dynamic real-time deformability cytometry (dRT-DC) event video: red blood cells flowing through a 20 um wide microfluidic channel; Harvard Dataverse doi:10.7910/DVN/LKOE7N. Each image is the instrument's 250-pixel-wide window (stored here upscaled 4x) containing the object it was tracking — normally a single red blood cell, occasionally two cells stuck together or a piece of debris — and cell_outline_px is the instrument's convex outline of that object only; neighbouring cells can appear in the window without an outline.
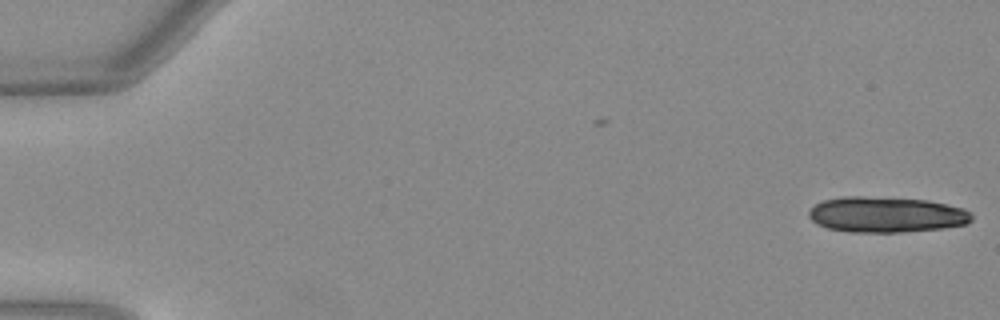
{"species": "Egyptian fruit bat (a non-hibernating species)", "species_latin": "Rousettus aegyptiacus", "temperature_condition": "warm", "stored_images_in_passage": 2, "camera_frame_rate_fps": 3000, "um_per_image_px": 0.085, "animal": {"sex": "female"}, "frame": {"image": 1, "passage_image": 2, "time_ms": 0.333, "image_size_px": [1000, 320], "cell_outline_px": [[972, 220], [968, 224], [940, 228], [900, 232], [848, 232], [828, 228], [816, 224], [808, 216], [808, 212], [816, 204], [824, 200], [844, 196], [864, 196], [928, 200], [964, 208], [972, 216]], "centroid_in_image_um": [75.32, 18.24], "position_along_channel_um": 9.7, "area_um2": 33.81}}